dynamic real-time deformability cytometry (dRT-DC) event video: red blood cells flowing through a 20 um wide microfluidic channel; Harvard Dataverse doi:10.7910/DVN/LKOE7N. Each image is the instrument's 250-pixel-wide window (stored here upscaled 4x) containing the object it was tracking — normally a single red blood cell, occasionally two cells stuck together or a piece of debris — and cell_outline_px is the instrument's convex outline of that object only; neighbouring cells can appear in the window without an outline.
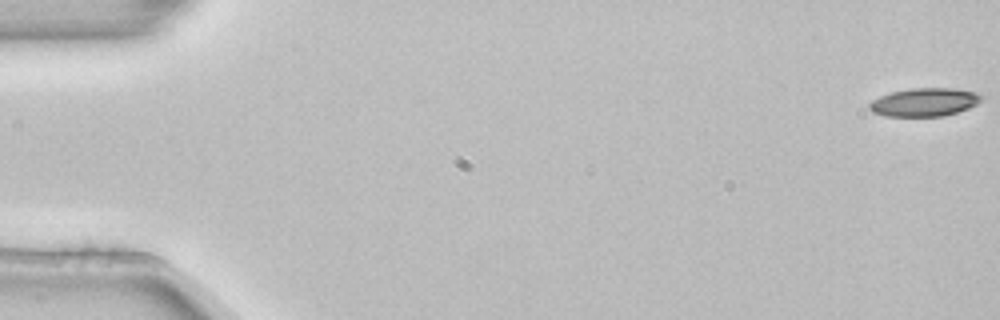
{"species": "common noctule bat (a hibernating species)", "species_latin": "Nyctalus noctula", "temperature_condition": "room temperature", "stored_images_in_passage": 5, "segment_of_instrument_passage": [2, 2], "camera_frame_rate_fps": 3000, "um_per_image_px": 0.085, "animal": {"sex": "female", "body_mass_g": 22.7, "forearm_length_mm": 54.2}, "frame": {"image": 1, "passage_image": 5, "time_ms": 1.333, "image_size_px": [1000, 320], "cell_outline_px": [[984, 96], [976, 104], [968, 108], [956, 112], [940, 116], [884, 116], [872, 112], [868, 108], [868, 104], [872, 100], [880, 96], [892, 92], [912, 88], [952, 88], [976, 92]], "centroid_in_image_um": [78.54, 8.68], "position_along_channel_um": 6.5, "area_um2": 18.38}}